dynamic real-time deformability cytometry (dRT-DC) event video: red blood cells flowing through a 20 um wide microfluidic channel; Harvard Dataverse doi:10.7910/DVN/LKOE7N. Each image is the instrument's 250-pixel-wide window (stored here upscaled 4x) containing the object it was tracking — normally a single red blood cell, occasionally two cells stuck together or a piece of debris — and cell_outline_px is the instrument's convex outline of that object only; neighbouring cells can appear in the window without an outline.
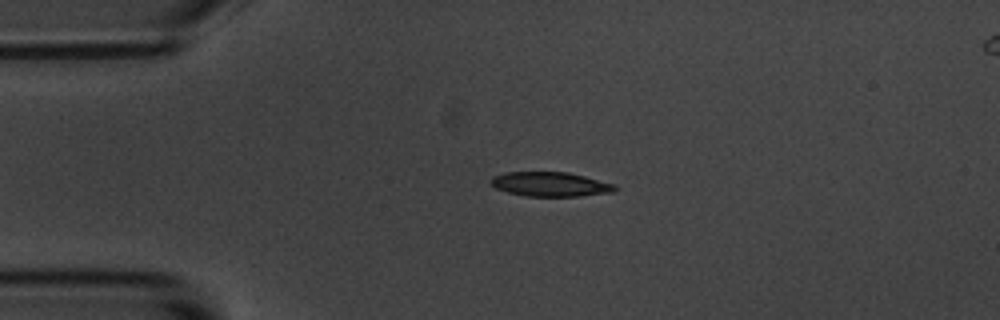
{"species": "common noctule bat (a hibernating species)", "species_latin": "Nyctalus noctula", "temperature_condition": "room temperature", "stored_images_in_passage": 4, "camera_frame_rate_fps": 3000, "um_per_image_px": 0.085, "animal": {"sex": "male", "body_mass_g": 20.1, "forearm_length_mm": 53.5}, "frame": {"image": 1, "passage_image": 2, "time_ms": 1.0, "image_size_px": [1000, 320], "cell_outline_px": [[616, 188], [612, 192], [580, 196], [524, 196], [508, 192], [496, 188], [488, 180], [492, 176], [504, 172], [568, 172], [616, 184]], "centroid_in_image_um": [46.75, 15.65], "position_along_channel_um": 38.3, "area_um2": 17.69}}